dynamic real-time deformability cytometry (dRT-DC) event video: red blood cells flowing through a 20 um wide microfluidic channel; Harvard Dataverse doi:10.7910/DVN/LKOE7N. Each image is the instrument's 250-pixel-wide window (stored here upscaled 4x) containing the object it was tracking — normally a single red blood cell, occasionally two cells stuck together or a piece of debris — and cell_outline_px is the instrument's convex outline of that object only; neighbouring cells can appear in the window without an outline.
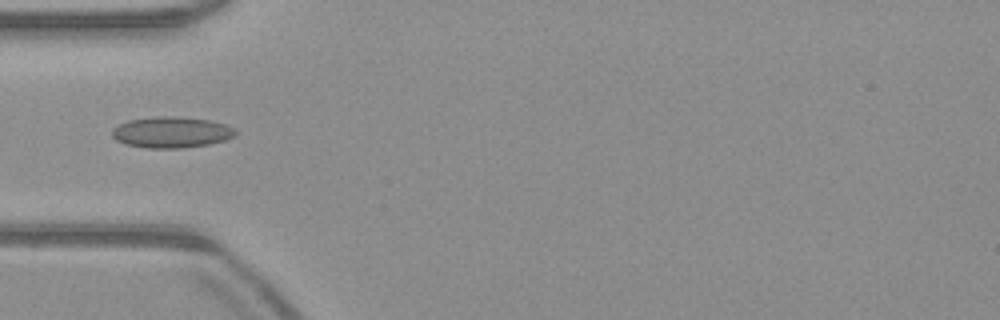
{"species": "common noctule bat (a hibernating species)", "species_latin": "Nyctalus noctula", "temperature_condition": "warm", "stored_images_in_passage": 40, "camera_frame_rate_fps": 3000, "um_per_image_px": 0.085, "animal": {"sex": "male", "body_mass_g": 23.1, "forearm_length_mm": 52.7}, "frame": {"image": 1, "passage_image": 5, "time_ms": 1.333, "image_size_px": [1000, 320], "cell_outline_px": [[236, 136], [224, 140], [208, 144], [184, 148], [148, 148], [124, 144], [116, 140], [112, 136], [112, 128], [128, 120], [160, 116], [172, 116], [212, 120], [236, 128]], "centroid_in_image_um": [14.58, 11.24], "position_along_channel_um": 70.4, "area_um2": 22.43}}
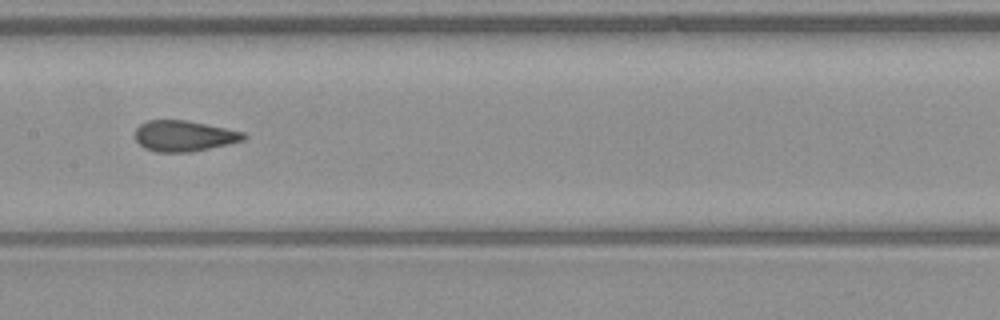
{"frame": {"image": 2, "passage_image": 14, "time_ms": 4.333, "image_size_px": [1000, 320], "cell_outline_px": [[248, 136], [244, 140], [228, 144], [192, 152], [156, 152], [144, 148], [136, 140], [136, 128], [140, 124], [148, 120], [188, 120], [244, 132]], "centroid_in_image_um": [15.65, 11.55], "position_along_channel_um": 191.8, "area_um2": 19.54}}
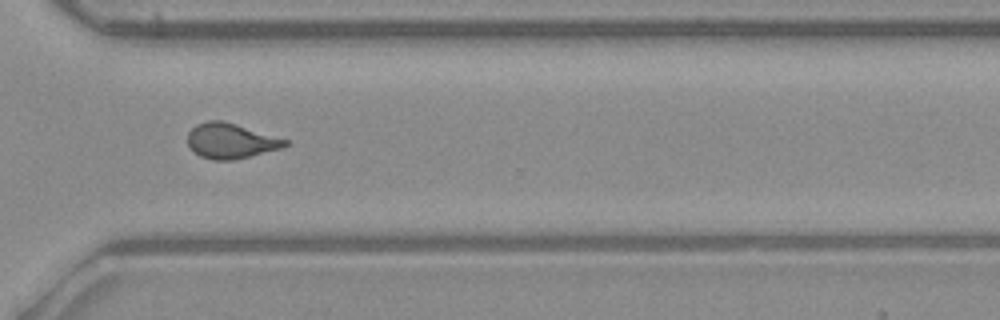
{"frame": {"image": 3, "passage_image": 26, "time_ms": 8.333, "image_size_px": [1000, 320], "cell_outline_px": [[288, 144], [284, 148], [232, 160], [212, 160], [200, 156], [188, 148], [188, 132], [196, 124], [208, 120], [224, 120], [288, 140]], "centroid_in_image_um": [19.59, 11.97], "position_along_channel_um": 351.0, "area_um2": 20.11}, "authors_computed_cell_mechanics": {"area_um2": 19.7965, "velocity_mm_per_s": 3.9949, "shape_relaxation_time_tau1_ms": null, "shape_relaxation_time_tau2_ms": 0.9994, "deformation_change_tau1": null, "deformation_change_tau2": 0.0852}}